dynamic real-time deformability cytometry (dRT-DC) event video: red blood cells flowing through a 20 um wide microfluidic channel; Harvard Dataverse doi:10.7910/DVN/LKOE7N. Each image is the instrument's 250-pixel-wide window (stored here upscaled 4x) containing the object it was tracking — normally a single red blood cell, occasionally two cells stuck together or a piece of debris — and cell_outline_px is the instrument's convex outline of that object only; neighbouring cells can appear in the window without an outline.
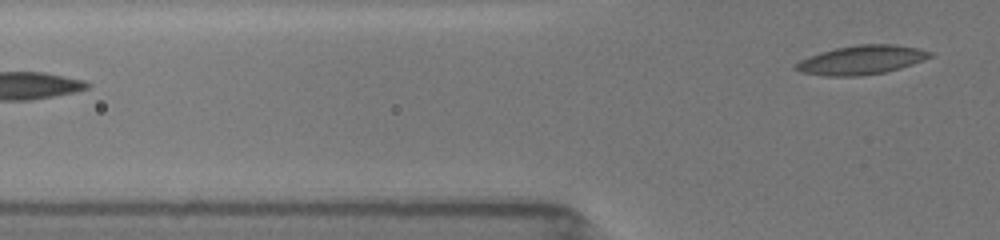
{"species": "common noctule bat (a hibernating species)", "species_latin": "Nyctalus noctula", "temperature_condition": "room temperature", "stored_images_in_passage": 10, "segment_of_instrument_passage": [2, 2], "camera_frame_rate_fps": 3000, "um_per_image_px": 0.085, "animal": {"sex": "female", "body_mass_g": 19.5, "forearm_length_mm": 54.1}, "frame": {"image": 1, "passage_image": 10, "time_ms": 3.0, "image_size_px": [1000, 240], "cell_outline_px": [[932, 56], [924, 60], [900, 68], [884, 72], [860, 76], [824, 76], [800, 72], [792, 68], [800, 60], [808, 56], [820, 52], [836, 48], [856, 44], [892, 44], [920, 48], [932, 52]], "centroid_in_image_um": [73.2, 5.09], "position_along_channel_um": 52.6, "area_um2": 22.77}}